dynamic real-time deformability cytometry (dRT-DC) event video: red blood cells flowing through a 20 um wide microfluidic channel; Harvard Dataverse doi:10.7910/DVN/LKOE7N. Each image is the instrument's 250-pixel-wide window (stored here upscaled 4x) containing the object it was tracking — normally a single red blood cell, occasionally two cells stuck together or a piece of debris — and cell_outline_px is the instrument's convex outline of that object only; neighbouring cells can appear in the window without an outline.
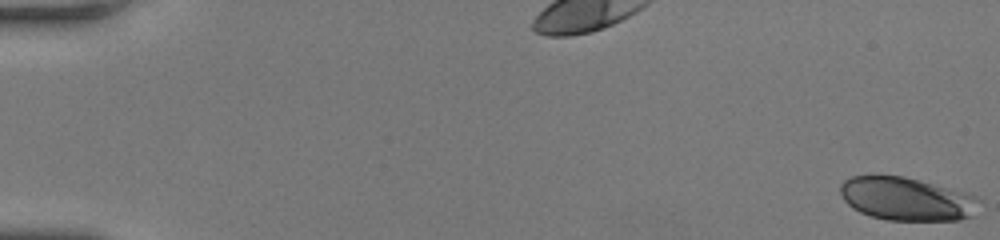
{"species": "human", "species_latin": "Homo sapiens", "temperature_condition": "room temperature", "stored_images_in_passage": 60, "camera_frame_rate_fps": 3000, "um_per_image_px": 0.085, "donor": {"sex": "female"}, "frame": {"image": 1, "passage_image": 1, "time_ms": 0.0, "image_size_px": [1000, 240], "cell_outline_px": [[984, 200], [972, 216], [960, 220], [888, 220], [872, 216], [860, 212], [852, 208], [844, 200], [840, 192], [840, 184], [844, 180], [852, 176], [904, 176], [964, 192], [976, 196]], "centroid_in_image_um": [77.09, 16.91], "position_along_channel_um": 7.9, "area_um2": 35.03}}
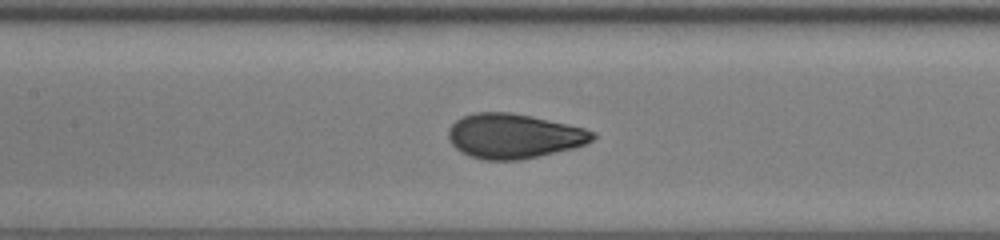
{"frame": {"image": 2, "passage_image": 30, "time_ms": 9.667, "image_size_px": [1000, 240], "cell_outline_px": [[596, 136], [592, 140], [584, 144], [572, 148], [520, 160], [484, 160], [468, 156], [460, 152], [452, 144], [448, 136], [448, 128], [456, 120], [464, 116], [476, 112], [508, 112], [532, 116], [568, 124], [584, 128], [596, 132]], "centroid_in_image_um": [43.65, 11.56], "position_along_channel_um": 163.7, "area_um2": 37.51}}
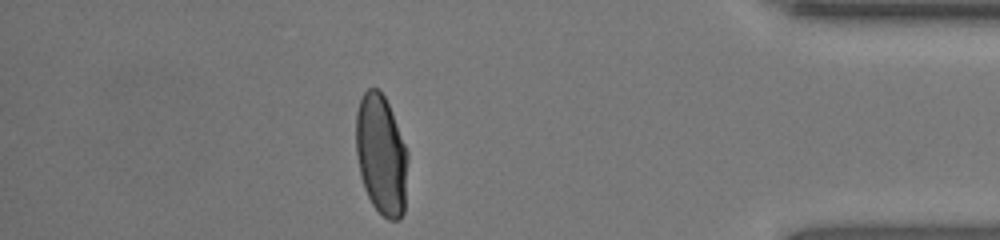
{"frame": {"image": 3, "passage_image": 53, "time_ms": 17.333, "image_size_px": [1000, 240], "cell_outline_px": [[408, 160], [404, 212], [400, 220], [388, 220], [372, 204], [364, 188], [360, 176], [356, 152], [356, 112], [360, 100], [364, 92], [368, 88], [380, 88], [388, 104], [408, 152]], "centroid_in_image_um": [32.4, 13.17], "position_along_channel_um": 402.8, "area_um2": 36.41}, "authors_computed_cell_mechanics": {"area_um2": 36.414, "velocity_mm_per_s": 3.5804, "shape_relaxation_time_tau1_ms": 5.239, "shape_relaxation_time_tau2_ms": null, "deformation_change_tau1": 0.2355, "deformation_change_tau2": null}}